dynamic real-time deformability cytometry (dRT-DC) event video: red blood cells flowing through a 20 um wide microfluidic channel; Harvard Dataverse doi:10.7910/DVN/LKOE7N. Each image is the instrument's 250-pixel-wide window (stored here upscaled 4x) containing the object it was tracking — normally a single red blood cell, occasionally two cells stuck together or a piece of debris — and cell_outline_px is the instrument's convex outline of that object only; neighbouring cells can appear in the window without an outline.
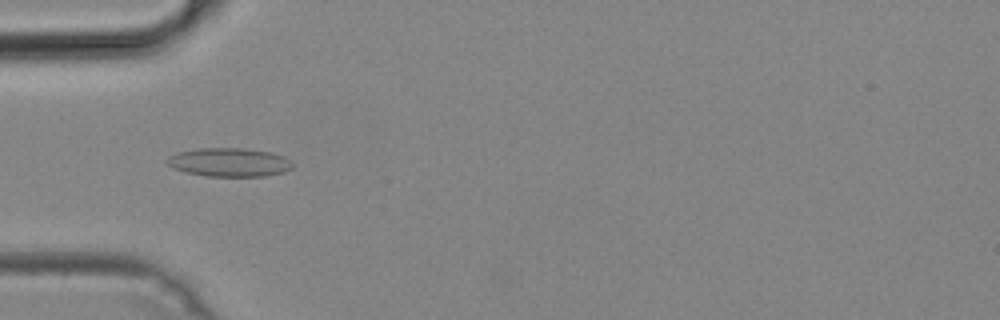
{"species": "common noctule bat (a hibernating species)", "species_latin": "Nyctalus noctula", "temperature_condition": "cold", "stored_images_in_passage": 9, "camera_frame_rate_fps": 3000, "um_per_image_px": 0.085, "animal": {"sex": "male", "body_mass_g": 19.2, "forearm_length_mm": 51.8}, "frame": {"image": 1, "passage_image": 8, "time_ms": 2.333, "image_size_px": [1000, 320], "cell_outline_px": [[292, 168], [284, 172], [264, 176], [204, 176], [184, 172], [172, 168], [168, 164], [168, 156], [176, 152], [196, 148], [244, 148], [272, 152], [284, 156], [292, 164]], "centroid_in_image_um": [19.46, 13.79], "position_along_channel_um": 65.5, "area_um2": 21.1}}